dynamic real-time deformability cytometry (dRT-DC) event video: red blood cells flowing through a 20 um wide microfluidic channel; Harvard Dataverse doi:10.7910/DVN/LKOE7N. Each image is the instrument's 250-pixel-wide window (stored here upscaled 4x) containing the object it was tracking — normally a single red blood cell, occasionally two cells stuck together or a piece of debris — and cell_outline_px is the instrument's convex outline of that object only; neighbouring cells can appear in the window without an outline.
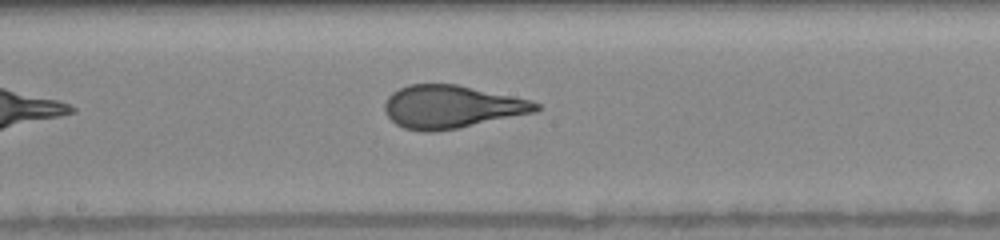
{"species": "human", "species_latin": "Homo sapiens", "temperature_condition": "warm", "stored_images_in_passage": 15, "camera_frame_rate_fps": 3000, "um_per_image_px": 0.085, "donor": {"sex": "female"}, "frame": {"image": 1, "passage_image": 7, "time_ms": 4.0, "image_size_px": [1000, 240], "cell_outline_px": [[540, 108], [536, 112], [460, 128], [428, 132], [424, 132], [404, 128], [396, 124], [384, 112], [384, 104], [388, 96], [392, 92], [408, 84], [456, 84], [512, 96], [528, 100], [540, 104]], "centroid_in_image_um": [38.35, 9.08], "position_along_channel_um": 209.8, "area_um2": 37.74}}